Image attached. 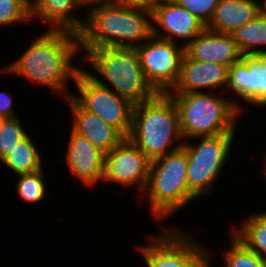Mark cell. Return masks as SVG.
<instances>
[{"label": "cell", "mask_w": 266, "mask_h": 267, "mask_svg": "<svg viewBox=\"0 0 266 267\" xmlns=\"http://www.w3.org/2000/svg\"><path fill=\"white\" fill-rule=\"evenodd\" d=\"M86 16L78 37L87 53L101 47L136 48L153 36L152 8L116 1L90 8Z\"/></svg>", "instance_id": "obj_2"}, {"label": "cell", "mask_w": 266, "mask_h": 267, "mask_svg": "<svg viewBox=\"0 0 266 267\" xmlns=\"http://www.w3.org/2000/svg\"><path fill=\"white\" fill-rule=\"evenodd\" d=\"M168 94L178 109L179 127L184 141L235 133V125L243 109L236 100L230 101L212 92Z\"/></svg>", "instance_id": "obj_4"}, {"label": "cell", "mask_w": 266, "mask_h": 267, "mask_svg": "<svg viewBox=\"0 0 266 267\" xmlns=\"http://www.w3.org/2000/svg\"><path fill=\"white\" fill-rule=\"evenodd\" d=\"M14 111L13 97L7 92L0 91V116L4 119L16 117Z\"/></svg>", "instance_id": "obj_29"}, {"label": "cell", "mask_w": 266, "mask_h": 267, "mask_svg": "<svg viewBox=\"0 0 266 267\" xmlns=\"http://www.w3.org/2000/svg\"><path fill=\"white\" fill-rule=\"evenodd\" d=\"M258 3L257 0H220L206 28L231 34L259 14Z\"/></svg>", "instance_id": "obj_18"}, {"label": "cell", "mask_w": 266, "mask_h": 267, "mask_svg": "<svg viewBox=\"0 0 266 267\" xmlns=\"http://www.w3.org/2000/svg\"><path fill=\"white\" fill-rule=\"evenodd\" d=\"M67 102L73 112L72 130L86 139L105 154L115 148L125 137L98 115L84 109L72 96Z\"/></svg>", "instance_id": "obj_15"}, {"label": "cell", "mask_w": 266, "mask_h": 267, "mask_svg": "<svg viewBox=\"0 0 266 267\" xmlns=\"http://www.w3.org/2000/svg\"><path fill=\"white\" fill-rule=\"evenodd\" d=\"M3 121H4V118L0 116V127Z\"/></svg>", "instance_id": "obj_35"}, {"label": "cell", "mask_w": 266, "mask_h": 267, "mask_svg": "<svg viewBox=\"0 0 266 267\" xmlns=\"http://www.w3.org/2000/svg\"><path fill=\"white\" fill-rule=\"evenodd\" d=\"M235 133L196 137L195 145L184 141L182 147L188 158L187 182L189 191L198 199L211 191L214 182L221 175L230 155Z\"/></svg>", "instance_id": "obj_7"}, {"label": "cell", "mask_w": 266, "mask_h": 267, "mask_svg": "<svg viewBox=\"0 0 266 267\" xmlns=\"http://www.w3.org/2000/svg\"><path fill=\"white\" fill-rule=\"evenodd\" d=\"M228 70L224 64L197 61L184 54L177 83L168 93H199L204 88L213 93V89L225 86L227 89Z\"/></svg>", "instance_id": "obj_12"}, {"label": "cell", "mask_w": 266, "mask_h": 267, "mask_svg": "<svg viewBox=\"0 0 266 267\" xmlns=\"http://www.w3.org/2000/svg\"><path fill=\"white\" fill-rule=\"evenodd\" d=\"M187 169L188 158L183 147L151 160L144 193L148 194L155 219L167 217L196 199L188 189Z\"/></svg>", "instance_id": "obj_5"}, {"label": "cell", "mask_w": 266, "mask_h": 267, "mask_svg": "<svg viewBox=\"0 0 266 267\" xmlns=\"http://www.w3.org/2000/svg\"><path fill=\"white\" fill-rule=\"evenodd\" d=\"M17 192L21 199L28 203H37L46 196L45 175L43 169L34 172L19 174Z\"/></svg>", "instance_id": "obj_25"}, {"label": "cell", "mask_w": 266, "mask_h": 267, "mask_svg": "<svg viewBox=\"0 0 266 267\" xmlns=\"http://www.w3.org/2000/svg\"><path fill=\"white\" fill-rule=\"evenodd\" d=\"M185 54L193 60L221 63L228 67L242 58L231 34L207 28L185 47Z\"/></svg>", "instance_id": "obj_14"}, {"label": "cell", "mask_w": 266, "mask_h": 267, "mask_svg": "<svg viewBox=\"0 0 266 267\" xmlns=\"http://www.w3.org/2000/svg\"><path fill=\"white\" fill-rule=\"evenodd\" d=\"M261 72L259 78V106H266V54H261Z\"/></svg>", "instance_id": "obj_30"}, {"label": "cell", "mask_w": 266, "mask_h": 267, "mask_svg": "<svg viewBox=\"0 0 266 267\" xmlns=\"http://www.w3.org/2000/svg\"><path fill=\"white\" fill-rule=\"evenodd\" d=\"M231 35L242 55L266 54V17L258 14Z\"/></svg>", "instance_id": "obj_19"}, {"label": "cell", "mask_w": 266, "mask_h": 267, "mask_svg": "<svg viewBox=\"0 0 266 267\" xmlns=\"http://www.w3.org/2000/svg\"><path fill=\"white\" fill-rule=\"evenodd\" d=\"M152 13L153 36L173 43L177 42L175 39L189 40L183 47L206 29L202 21L174 0H161L152 8Z\"/></svg>", "instance_id": "obj_11"}, {"label": "cell", "mask_w": 266, "mask_h": 267, "mask_svg": "<svg viewBox=\"0 0 266 267\" xmlns=\"http://www.w3.org/2000/svg\"><path fill=\"white\" fill-rule=\"evenodd\" d=\"M80 6L78 0H30L31 19L38 16L51 30L79 33L85 20L75 17L72 10Z\"/></svg>", "instance_id": "obj_17"}, {"label": "cell", "mask_w": 266, "mask_h": 267, "mask_svg": "<svg viewBox=\"0 0 266 267\" xmlns=\"http://www.w3.org/2000/svg\"><path fill=\"white\" fill-rule=\"evenodd\" d=\"M69 138L65 156L69 171L85 186L93 187L103 179L105 153L73 130Z\"/></svg>", "instance_id": "obj_13"}, {"label": "cell", "mask_w": 266, "mask_h": 267, "mask_svg": "<svg viewBox=\"0 0 266 267\" xmlns=\"http://www.w3.org/2000/svg\"><path fill=\"white\" fill-rule=\"evenodd\" d=\"M266 161V160H265ZM264 168V170H263V172H264V174H265V177H266V163H265V165L263 166Z\"/></svg>", "instance_id": "obj_34"}, {"label": "cell", "mask_w": 266, "mask_h": 267, "mask_svg": "<svg viewBox=\"0 0 266 267\" xmlns=\"http://www.w3.org/2000/svg\"><path fill=\"white\" fill-rule=\"evenodd\" d=\"M263 3H258L259 4V14L266 17V0H263Z\"/></svg>", "instance_id": "obj_33"}, {"label": "cell", "mask_w": 266, "mask_h": 267, "mask_svg": "<svg viewBox=\"0 0 266 267\" xmlns=\"http://www.w3.org/2000/svg\"><path fill=\"white\" fill-rule=\"evenodd\" d=\"M41 160L37 147L27 135L1 162L16 175H19L34 173L43 169Z\"/></svg>", "instance_id": "obj_21"}, {"label": "cell", "mask_w": 266, "mask_h": 267, "mask_svg": "<svg viewBox=\"0 0 266 267\" xmlns=\"http://www.w3.org/2000/svg\"><path fill=\"white\" fill-rule=\"evenodd\" d=\"M148 84L156 93L171 92L180 75L185 47L152 36L135 48Z\"/></svg>", "instance_id": "obj_9"}, {"label": "cell", "mask_w": 266, "mask_h": 267, "mask_svg": "<svg viewBox=\"0 0 266 267\" xmlns=\"http://www.w3.org/2000/svg\"><path fill=\"white\" fill-rule=\"evenodd\" d=\"M85 61L103 76L120 97L133 105L152 98L156 92L146 81L135 48L101 47L92 49Z\"/></svg>", "instance_id": "obj_6"}, {"label": "cell", "mask_w": 266, "mask_h": 267, "mask_svg": "<svg viewBox=\"0 0 266 267\" xmlns=\"http://www.w3.org/2000/svg\"><path fill=\"white\" fill-rule=\"evenodd\" d=\"M261 54L242 55L228 70L227 91L233 90L248 104L259 107V78Z\"/></svg>", "instance_id": "obj_16"}, {"label": "cell", "mask_w": 266, "mask_h": 267, "mask_svg": "<svg viewBox=\"0 0 266 267\" xmlns=\"http://www.w3.org/2000/svg\"><path fill=\"white\" fill-rule=\"evenodd\" d=\"M27 135L17 116L4 119L0 127V161Z\"/></svg>", "instance_id": "obj_26"}, {"label": "cell", "mask_w": 266, "mask_h": 267, "mask_svg": "<svg viewBox=\"0 0 266 267\" xmlns=\"http://www.w3.org/2000/svg\"><path fill=\"white\" fill-rule=\"evenodd\" d=\"M161 0H117V2L135 5V6H144L148 8H153L157 5Z\"/></svg>", "instance_id": "obj_31"}, {"label": "cell", "mask_w": 266, "mask_h": 267, "mask_svg": "<svg viewBox=\"0 0 266 267\" xmlns=\"http://www.w3.org/2000/svg\"><path fill=\"white\" fill-rule=\"evenodd\" d=\"M232 234L249 250L266 260V212L251 214Z\"/></svg>", "instance_id": "obj_22"}, {"label": "cell", "mask_w": 266, "mask_h": 267, "mask_svg": "<svg viewBox=\"0 0 266 267\" xmlns=\"http://www.w3.org/2000/svg\"><path fill=\"white\" fill-rule=\"evenodd\" d=\"M80 5L83 6V5H91L90 8H93L96 7V6H99V5H102V4H109V3H113V2H116L117 0H78Z\"/></svg>", "instance_id": "obj_32"}, {"label": "cell", "mask_w": 266, "mask_h": 267, "mask_svg": "<svg viewBox=\"0 0 266 267\" xmlns=\"http://www.w3.org/2000/svg\"><path fill=\"white\" fill-rule=\"evenodd\" d=\"M79 51L78 33L48 29L16 61L0 70L45 85L57 94L63 93L67 99L72 95L66 92V83L70 78L75 80L82 69L72 65Z\"/></svg>", "instance_id": "obj_1"}, {"label": "cell", "mask_w": 266, "mask_h": 267, "mask_svg": "<svg viewBox=\"0 0 266 267\" xmlns=\"http://www.w3.org/2000/svg\"><path fill=\"white\" fill-rule=\"evenodd\" d=\"M231 247L223 254L225 267H266V260L249 250L231 233Z\"/></svg>", "instance_id": "obj_24"}, {"label": "cell", "mask_w": 266, "mask_h": 267, "mask_svg": "<svg viewBox=\"0 0 266 267\" xmlns=\"http://www.w3.org/2000/svg\"><path fill=\"white\" fill-rule=\"evenodd\" d=\"M78 95L72 97L86 110L98 115L107 124L128 137L132 126L134 105L120 97L113 88L81 69L74 80Z\"/></svg>", "instance_id": "obj_8"}, {"label": "cell", "mask_w": 266, "mask_h": 267, "mask_svg": "<svg viewBox=\"0 0 266 267\" xmlns=\"http://www.w3.org/2000/svg\"><path fill=\"white\" fill-rule=\"evenodd\" d=\"M190 237L174 230V267H210L208 251Z\"/></svg>", "instance_id": "obj_23"}, {"label": "cell", "mask_w": 266, "mask_h": 267, "mask_svg": "<svg viewBox=\"0 0 266 267\" xmlns=\"http://www.w3.org/2000/svg\"><path fill=\"white\" fill-rule=\"evenodd\" d=\"M202 21L206 26L213 17L220 0H174Z\"/></svg>", "instance_id": "obj_28"}, {"label": "cell", "mask_w": 266, "mask_h": 267, "mask_svg": "<svg viewBox=\"0 0 266 267\" xmlns=\"http://www.w3.org/2000/svg\"><path fill=\"white\" fill-rule=\"evenodd\" d=\"M128 138L150 160L182 147L184 140L179 127L178 109L168 93H156L149 100L134 105Z\"/></svg>", "instance_id": "obj_3"}, {"label": "cell", "mask_w": 266, "mask_h": 267, "mask_svg": "<svg viewBox=\"0 0 266 267\" xmlns=\"http://www.w3.org/2000/svg\"><path fill=\"white\" fill-rule=\"evenodd\" d=\"M150 240L148 245H141L138 249L147 267H174V229L163 228Z\"/></svg>", "instance_id": "obj_20"}, {"label": "cell", "mask_w": 266, "mask_h": 267, "mask_svg": "<svg viewBox=\"0 0 266 267\" xmlns=\"http://www.w3.org/2000/svg\"><path fill=\"white\" fill-rule=\"evenodd\" d=\"M151 160L125 137L115 148L105 154L103 179L123 186L138 185L142 195L146 188Z\"/></svg>", "instance_id": "obj_10"}, {"label": "cell", "mask_w": 266, "mask_h": 267, "mask_svg": "<svg viewBox=\"0 0 266 267\" xmlns=\"http://www.w3.org/2000/svg\"><path fill=\"white\" fill-rule=\"evenodd\" d=\"M30 20V0H0L1 27Z\"/></svg>", "instance_id": "obj_27"}]
</instances>
